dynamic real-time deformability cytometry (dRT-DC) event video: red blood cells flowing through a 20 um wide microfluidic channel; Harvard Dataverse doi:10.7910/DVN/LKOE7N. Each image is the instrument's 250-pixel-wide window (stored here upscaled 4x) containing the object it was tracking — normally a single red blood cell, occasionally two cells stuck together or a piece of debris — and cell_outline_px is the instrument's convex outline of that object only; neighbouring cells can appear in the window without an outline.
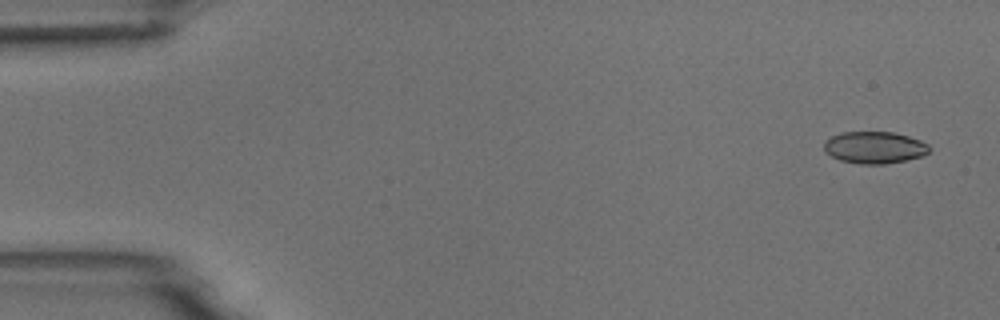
{"species": "common noctule bat (a hibernating species)", "species_latin": "Nyctalus noctula", "temperature_condition": "room temperature", "stored_images_in_passage": 6, "camera_frame_rate_fps": 3000, "um_per_image_px": 0.085, "animal": {"sex": "male", "body_mass_g": 18.8}, "frame": {"image": 1, "passage_image": 1, "time_ms": 0.0, "image_size_px": [1000, 320], "cell_outline_px": [[932, 148], [924, 156], [884, 164], [860, 164], [840, 160], [824, 152], [824, 140], [840, 132], [892, 132], [908, 136], [920, 140], [928, 144]], "centroid_in_image_um": [74.33, 12.53], "position_along_channel_um": 10.7, "area_um2": 19.71}}
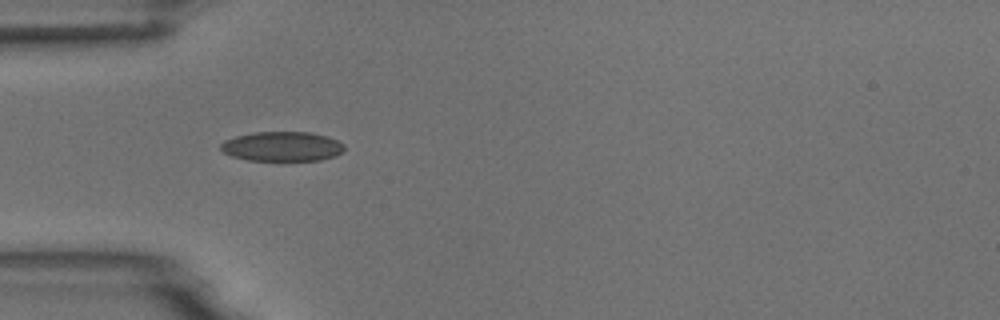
{"frame": {"image": 2, "passage_image": 5, "time_ms": 4.667, "image_size_px": [1000, 320], "cell_outline_px": [[344, 152], [336, 156], [320, 160], [248, 160], [232, 156], [224, 152], [220, 148], [220, 144], [224, 140], [236, 136], [252, 132], [312, 132], [336, 140], [344, 144]], "centroid_in_image_um": [23.98, 12.44], "position_along_channel_um": 61.0, "area_um2": 21.33}}